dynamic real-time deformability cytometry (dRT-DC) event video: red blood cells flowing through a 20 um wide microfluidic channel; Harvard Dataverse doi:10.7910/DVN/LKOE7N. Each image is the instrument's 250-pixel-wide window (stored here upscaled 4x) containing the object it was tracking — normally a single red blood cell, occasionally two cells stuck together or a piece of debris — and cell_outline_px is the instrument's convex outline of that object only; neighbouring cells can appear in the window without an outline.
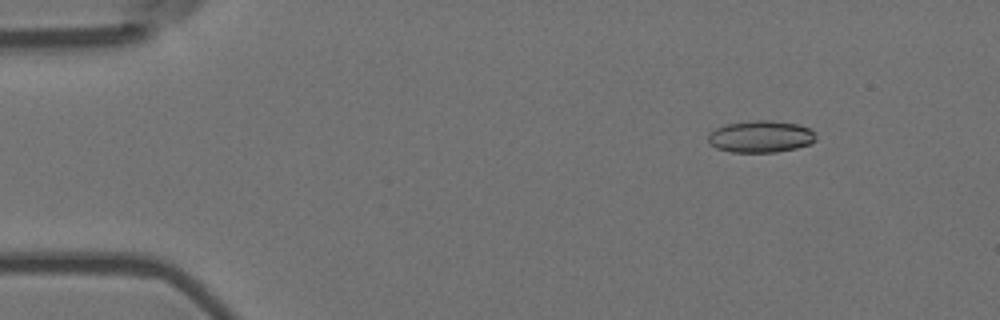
{"species": "Egyptian fruit bat (a non-hibernating species)", "species_latin": "Rousettus aegyptiacus", "temperature_condition": "room temperature", "stored_images_in_passage": 7, "camera_frame_rate_fps": 3000, "um_per_image_px": 0.085, "animal": {"sex": "female"}, "frame": {"image": 1, "passage_image": 2, "time_ms": 0.333, "image_size_px": [1000, 320], "cell_outline_px": [[816, 140], [812, 144], [796, 148], [776, 152], [732, 152], [716, 148], [708, 144], [708, 136], [716, 128], [724, 124], [752, 120], [772, 120], [796, 124], [812, 128], [816, 132]], "centroid_in_image_um": [64.69, 11.6], "position_along_channel_um": 20.3, "area_um2": 20.35}}
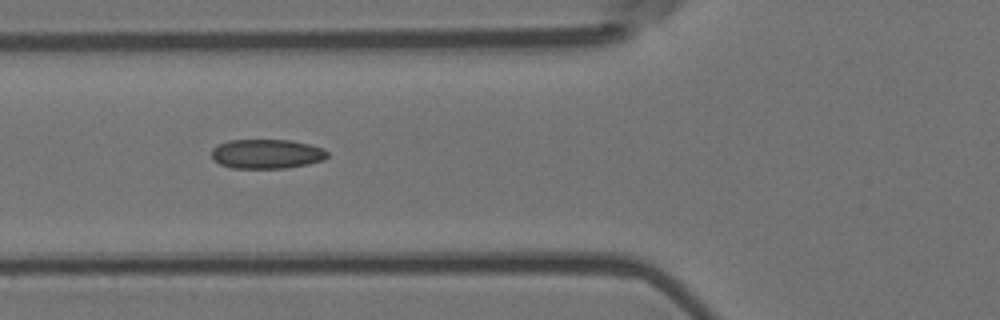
{"frame": {"image": 2, "passage_image": 6, "time_ms": 1.667, "image_size_px": [1000, 320], "cell_outline_px": [[328, 156], [324, 160], [308, 164], [288, 168], [232, 168], [220, 164], [212, 160], [212, 148], [228, 140], [292, 140], [312, 144], [324, 148], [328, 152]], "centroid_in_image_um": [22.7, 13.08], "position_along_channel_um": 103.1, "area_um2": 20.11}}
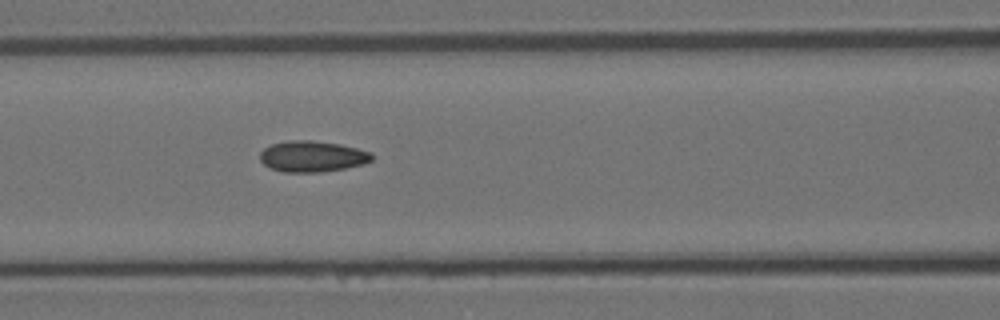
{"frame": {"image": 3, "passage_image": 7, "time_ms": 2.0, "image_size_px": [1000, 320], "cell_outline_px": [[376, 156], [372, 160], [364, 164], [344, 168], [320, 172], [284, 172], [272, 168], [264, 164], [260, 160], [260, 152], [264, 148], [272, 144], [288, 140], [312, 140], [340, 144], [372, 152]], "centroid_in_image_um": [26.57, 13.28], "position_along_channel_um": 140.0, "area_um2": 20.29}}